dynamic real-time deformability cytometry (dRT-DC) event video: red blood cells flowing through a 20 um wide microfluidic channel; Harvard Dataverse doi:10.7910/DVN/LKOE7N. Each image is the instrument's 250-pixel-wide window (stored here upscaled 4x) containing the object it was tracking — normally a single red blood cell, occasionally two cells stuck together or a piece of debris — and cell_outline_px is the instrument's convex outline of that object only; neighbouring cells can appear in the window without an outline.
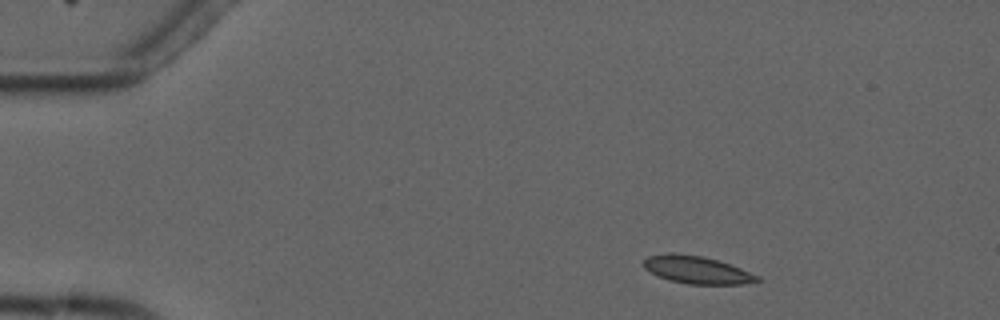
{"species": "common noctule bat (a hibernating species)", "species_latin": "Nyctalus noctula", "temperature_condition": "cold", "stored_images_in_passage": 3, "camera_frame_rate_fps": 3000, "um_per_image_px": 0.085, "animal": {"sex": "male", "forearm_length_mm": 52.5}, "frame": {"image": 1, "passage_image": 1, "time_ms": 0.0, "image_size_px": [1000, 320], "cell_outline_px": [[760, 280], [744, 284], [688, 284], [668, 280], [644, 268], [644, 260], [648, 256], [668, 252], [672, 252], [700, 256], [716, 260], [740, 268], [760, 276]], "centroid_in_image_um": [59.22, 22.94], "position_along_channel_um": 25.8, "area_um2": 18.03}}